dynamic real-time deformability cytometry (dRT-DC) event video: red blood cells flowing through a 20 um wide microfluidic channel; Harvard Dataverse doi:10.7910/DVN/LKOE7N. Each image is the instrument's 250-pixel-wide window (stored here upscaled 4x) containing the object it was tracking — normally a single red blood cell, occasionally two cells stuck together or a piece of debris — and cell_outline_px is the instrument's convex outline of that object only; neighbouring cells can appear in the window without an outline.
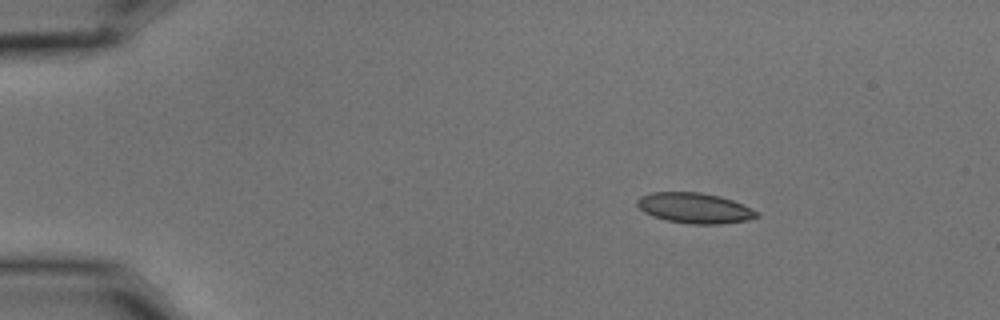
{"species": "common noctule bat (a hibernating species)", "species_latin": "Nyctalus noctula", "temperature_condition": "cold", "stored_images_in_passage": 6, "camera_frame_rate_fps": 3000, "um_per_image_px": 0.085, "animal": {"sex": "male", "body_mass_g": 15.6}, "frame": {"image": 1, "passage_image": 1, "time_ms": 0.0, "image_size_px": [1000, 320], "cell_outline_px": [[760, 216], [748, 220], [720, 224], [688, 224], [668, 220], [652, 216], [644, 212], [636, 204], [636, 200], [640, 196], [652, 192], [700, 192], [720, 196], [744, 204], [760, 212]], "centroid_in_image_um": [59.07, 17.68], "position_along_channel_um": 25.9, "area_um2": 21.39}}
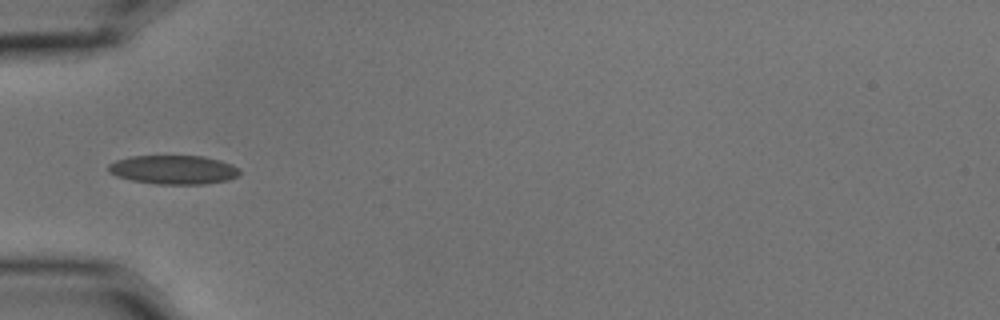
{"frame": {"image": 2, "passage_image": 4, "time_ms": 1.0, "image_size_px": [1000, 320], "cell_outline_px": [[240, 172], [236, 176], [228, 180], [204, 184], [156, 184], [132, 180], [116, 176], [108, 172], [108, 164], [116, 160], [132, 156], [204, 156], [220, 160], [232, 164], [240, 168]], "centroid_in_image_um": [14.75, 14.42], "position_along_channel_um": 70.3, "area_um2": 22.2}}
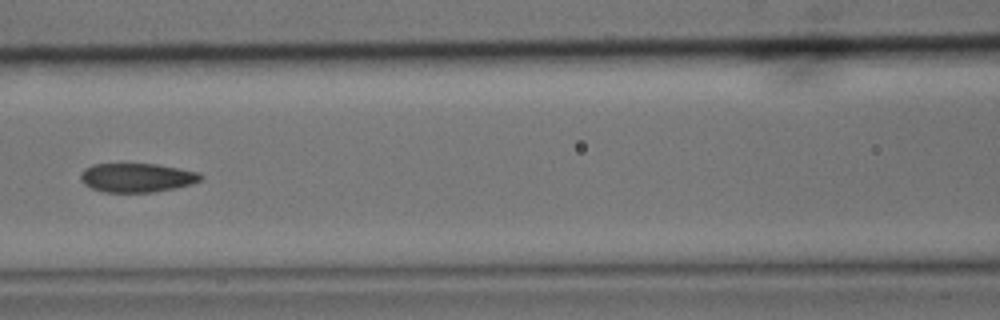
{"frame": {"image": 3, "passage_image": 6, "time_ms": 1.667, "image_size_px": [1000, 320], "cell_outline_px": [[204, 176], [200, 180], [192, 184], [176, 188], [156, 192], [104, 192], [92, 188], [84, 184], [80, 180], [80, 176], [84, 168], [92, 164], [156, 164], [180, 168], [200, 172]], "centroid_in_image_um": [11.66, 15.1], "position_along_channel_um": 154.9, "area_um2": 20.46}}